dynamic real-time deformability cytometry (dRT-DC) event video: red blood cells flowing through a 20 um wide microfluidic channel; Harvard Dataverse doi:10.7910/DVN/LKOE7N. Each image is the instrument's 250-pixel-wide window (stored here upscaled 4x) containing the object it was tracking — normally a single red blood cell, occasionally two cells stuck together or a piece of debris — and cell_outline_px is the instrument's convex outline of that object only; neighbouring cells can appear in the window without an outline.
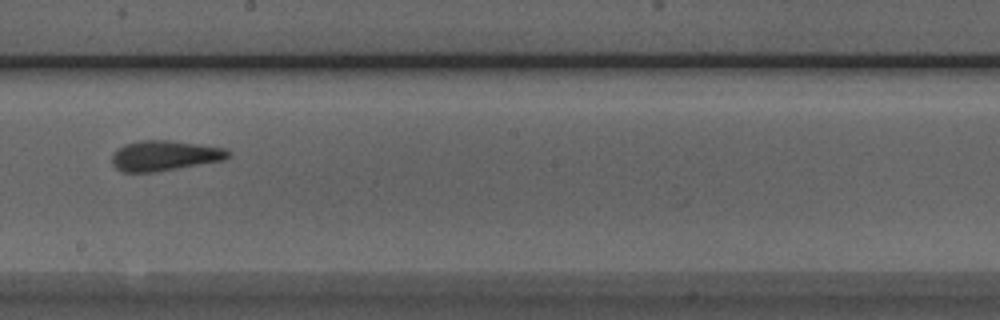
{"species": "Egyptian fruit bat (a non-hibernating species)", "species_latin": "Rousettus aegyptiacus", "temperature_condition": "room temperature", "stored_images_in_passage": 8, "camera_frame_rate_fps": 3000, "um_per_image_px": 0.085, "animal": {"sex": "male"}, "frame": {"image": 1, "passage_image": 8, "time_ms": 8.667, "image_size_px": [1000, 320], "cell_outline_px": [[232, 152], [224, 160], [156, 172], [124, 172], [116, 168], [112, 164], [112, 152], [116, 148], [124, 144], [144, 140], [168, 140], [200, 144], [224, 148]], "centroid_in_image_um": [13.96, 13.23], "position_along_channel_um": 234.2, "area_um2": 20.58}}